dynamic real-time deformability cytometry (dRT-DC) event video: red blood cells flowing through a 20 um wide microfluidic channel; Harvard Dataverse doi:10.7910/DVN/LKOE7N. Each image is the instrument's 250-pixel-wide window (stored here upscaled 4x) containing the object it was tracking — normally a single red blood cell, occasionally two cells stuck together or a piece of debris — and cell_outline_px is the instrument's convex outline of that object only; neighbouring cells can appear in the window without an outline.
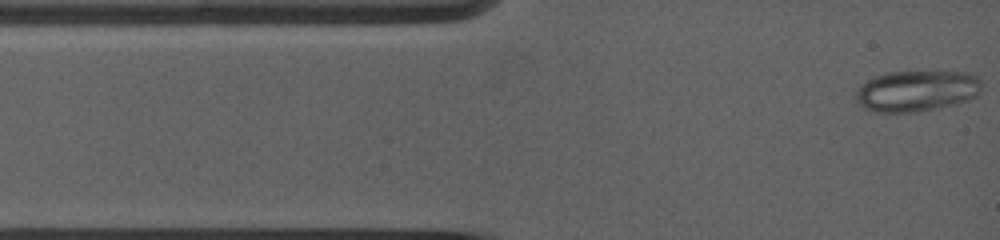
{"species": "common noctule bat (a hibernating species)", "species_latin": "Nyctalus noctula", "temperature_condition": "warm", "stored_images_in_passage": 41, "camera_frame_rate_fps": 5000, "um_per_image_px": 0.085, "animal": {"sex": "female", "body_mass_g": 19.0, "forearm_length_mm": 53.3}, "frame": {"image": 1, "passage_image": 1, "time_ms": 0.0, "image_size_px": [1000, 240], "cell_outline_px": [[980, 92], [976, 96], [968, 100], [936, 108], [916, 112], [876, 112], [864, 108], [856, 100], [856, 88], [868, 80], [876, 76], [888, 72], [968, 72], [976, 76], [980, 80]], "centroid_in_image_um": [77.9, 7.73], "position_along_channel_um": 7.1, "area_um2": 29.88}}
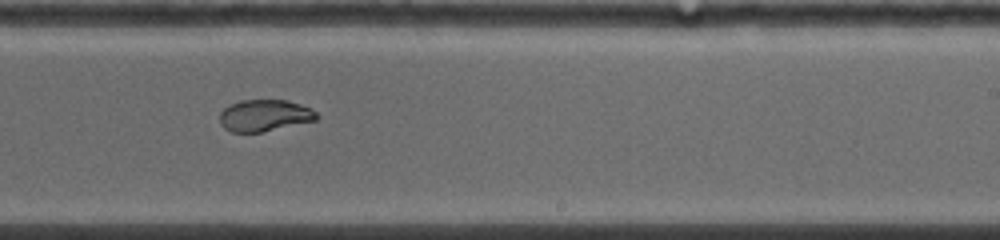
{"frame": {"image": 2, "passage_image": 15, "time_ms": 7.8, "image_size_px": [1000, 240], "cell_outline_px": [[320, 116], [316, 120], [260, 132], [232, 132], [224, 128], [220, 124], [220, 112], [228, 104], [240, 100], [288, 100], [312, 108]], "centroid_in_image_um": [22.48, 9.8], "position_along_channel_um": 266.5, "area_um2": 17.98}}
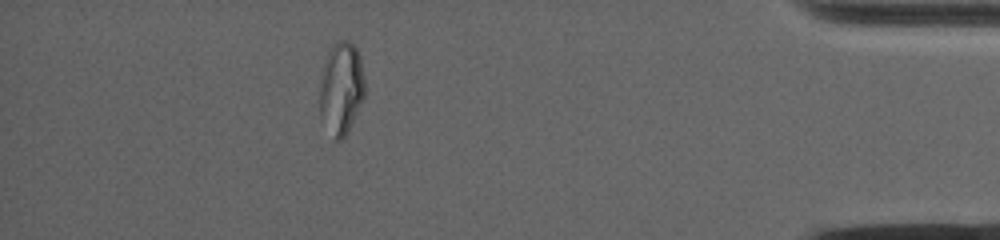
{"frame": {"image": 3, "passage_image": 32, "time_ms": 12.8, "image_size_px": [1000, 240], "cell_outline_px": [[364, 100], [344, 136], [340, 140], [336, 140], [320, 116], [320, 72], [324, 60], [332, 44], [336, 40], [348, 40], [356, 48], [360, 56], [364, 76]], "centroid_in_image_um": [29.0, 7.43], "position_along_channel_um": 406.2, "area_um2": 24.33}}